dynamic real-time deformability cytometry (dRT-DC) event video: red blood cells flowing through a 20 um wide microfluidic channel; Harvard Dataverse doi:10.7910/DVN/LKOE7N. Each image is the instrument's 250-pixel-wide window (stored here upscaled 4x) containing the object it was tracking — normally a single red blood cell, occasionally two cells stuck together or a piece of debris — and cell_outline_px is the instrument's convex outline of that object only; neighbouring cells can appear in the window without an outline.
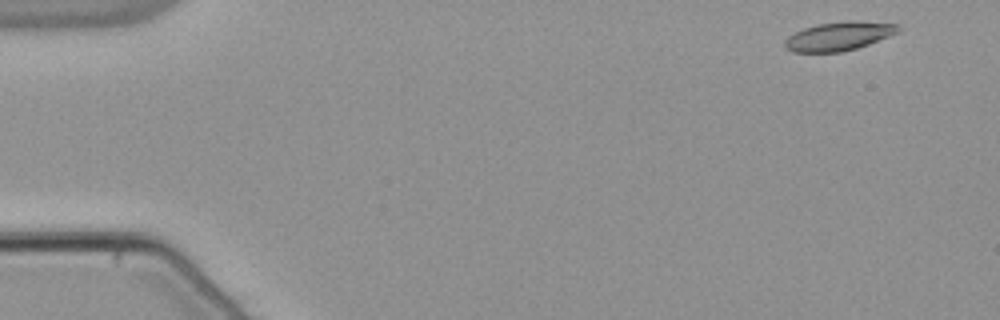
{"species": "common noctule bat (a hibernating species)", "species_latin": "Nyctalus noctula", "temperature_condition": "warm", "stored_images_in_passage": 52, "camera_frame_rate_fps": 3000, "um_per_image_px": 0.085, "animal": {"sex": "male", "body_mass_g": 21.5, "forearm_length_mm": 52.0}, "frame": {"image": 1, "passage_image": 2, "time_ms": 0.333, "image_size_px": [1000, 320], "cell_outline_px": [[900, 32], [868, 44], [856, 48], [840, 52], [792, 52], [784, 48], [784, 40], [788, 36], [804, 28], [816, 24], [848, 20], [852, 20], [896, 24], [900, 28]], "centroid_in_image_um": [71.27, 3.07], "position_along_channel_um": 13.7, "area_um2": 19.02}}
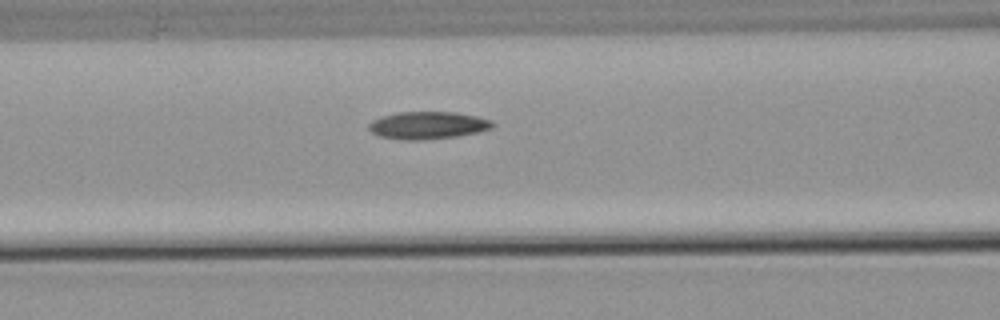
{"frame": {"image": 2, "passage_image": 21, "time_ms": 6.667, "image_size_px": [1000, 320], "cell_outline_px": [[496, 124], [492, 128], [480, 132], [456, 136], [420, 140], [400, 140], [380, 136], [372, 132], [368, 128], [368, 124], [372, 120], [380, 116], [396, 112], [456, 112], [476, 116], [492, 120]], "centroid_in_image_um": [36.36, 10.64], "position_along_channel_um": 130.2, "area_um2": 20.0}}
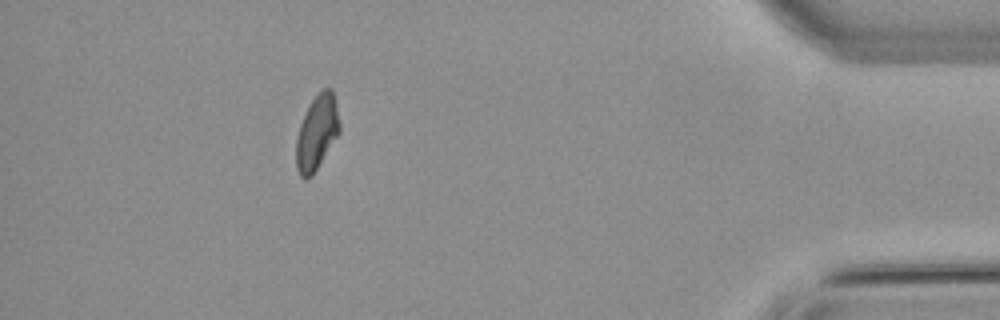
{"frame": {"image": 3, "passage_image": 47, "time_ms": 15.333, "image_size_px": [1000, 320], "cell_outline_px": [[340, 132], [312, 176], [304, 180], [300, 176], [296, 168], [296, 136], [300, 124], [312, 100], [324, 88], [332, 88], [340, 124]], "centroid_in_image_um": [26.92, 11.31], "position_along_channel_um": 408.3, "area_um2": 18.73}, "authors_computed_cell_mechanics": {"area_um2": 19.1896, "velocity_mm_per_s": 3.8139, "shape_relaxation_time_tau1_ms": null, "shape_relaxation_time_tau2_ms": 8.2288, "deformation_change_tau1": null, "deformation_change_tau2": 0.1429}}